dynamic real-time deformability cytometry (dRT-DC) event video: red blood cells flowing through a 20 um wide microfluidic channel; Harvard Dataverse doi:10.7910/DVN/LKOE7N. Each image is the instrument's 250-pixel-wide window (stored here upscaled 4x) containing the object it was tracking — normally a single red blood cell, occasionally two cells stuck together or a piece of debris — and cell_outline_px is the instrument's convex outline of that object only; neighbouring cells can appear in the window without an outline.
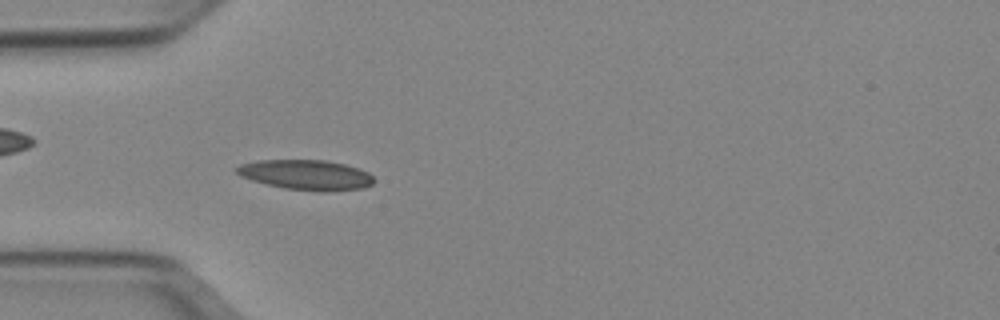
{"species": "Egyptian fruit bat (a non-hibernating species)", "species_latin": "Rousettus aegyptiacus", "temperature_condition": "cold", "stored_images_in_passage": 51, "camera_frame_rate_fps": 3000, "um_per_image_px": 0.085, "animal": {"sex": "female"}, "frame": {"image": 1, "passage_image": 15, "time_ms": 4.667, "image_size_px": [1000, 320], "cell_outline_px": [[376, 180], [372, 184], [364, 188], [324, 192], [320, 192], [284, 188], [252, 180], [240, 176], [236, 172], [236, 168], [240, 164], [256, 160], [324, 160], [344, 164], [360, 168], [368, 172]], "centroid_in_image_um": [26.05, 14.86], "position_along_channel_um": 59.0, "area_um2": 24.16}}
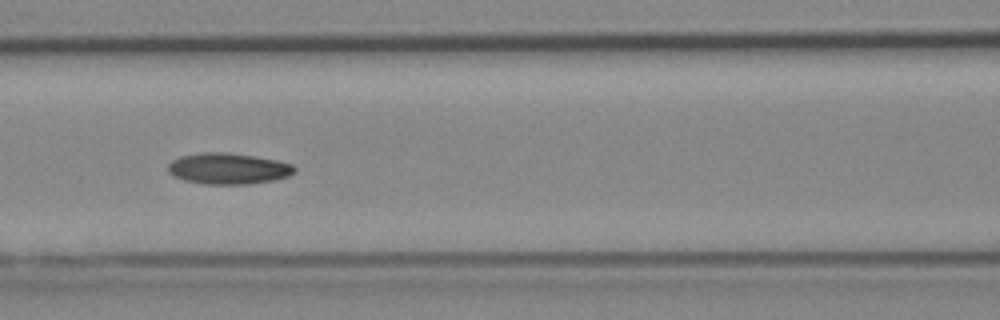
{"frame": {"image": 2, "passage_image": 22, "time_ms": 7.0, "image_size_px": [1000, 320], "cell_outline_px": [[296, 172], [288, 176], [272, 180], [248, 184], [204, 184], [184, 180], [168, 172], [168, 164], [172, 160], [180, 156], [200, 152], [220, 152], [256, 156], [276, 160], [292, 164], [296, 168]], "centroid_in_image_um": [19.4, 14.32], "position_along_channel_um": 147.2, "area_um2": 22.89}}
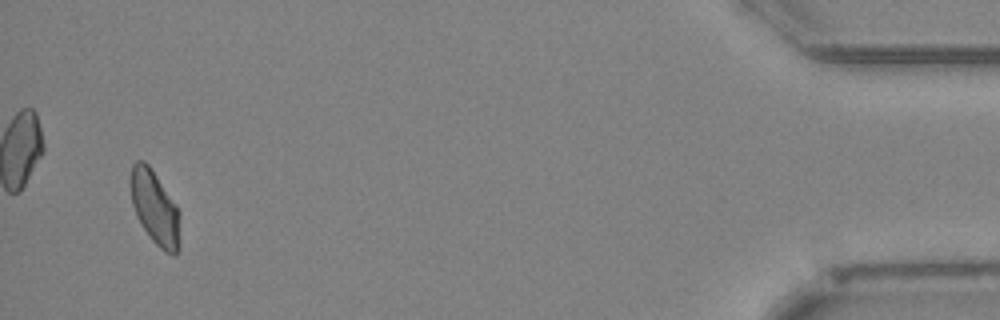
{"frame": {"image": 3, "passage_image": 49, "time_ms": 16.0, "image_size_px": [1000, 320], "cell_outline_px": [[180, 248], [176, 256], [172, 256], [164, 252], [152, 240], [136, 216], [132, 204], [128, 184], [128, 180], [132, 164], [136, 160], [144, 160], [148, 164], [176, 204], [180, 212]], "centroid_in_image_um": [13.16, 17.67], "position_along_channel_um": 422.0, "area_um2": 21.91}, "authors_computed_cell_mechanics": {"area_um2": 21.7906, "velocity_mm_per_s": 3.9298, "shape_relaxation_time_tau1_ms": 10.3995, "shape_relaxation_time_tau2_ms": 7.1409, "deformation_change_tau1": 0.1867, "deformation_change_tau2": 0.1335}}